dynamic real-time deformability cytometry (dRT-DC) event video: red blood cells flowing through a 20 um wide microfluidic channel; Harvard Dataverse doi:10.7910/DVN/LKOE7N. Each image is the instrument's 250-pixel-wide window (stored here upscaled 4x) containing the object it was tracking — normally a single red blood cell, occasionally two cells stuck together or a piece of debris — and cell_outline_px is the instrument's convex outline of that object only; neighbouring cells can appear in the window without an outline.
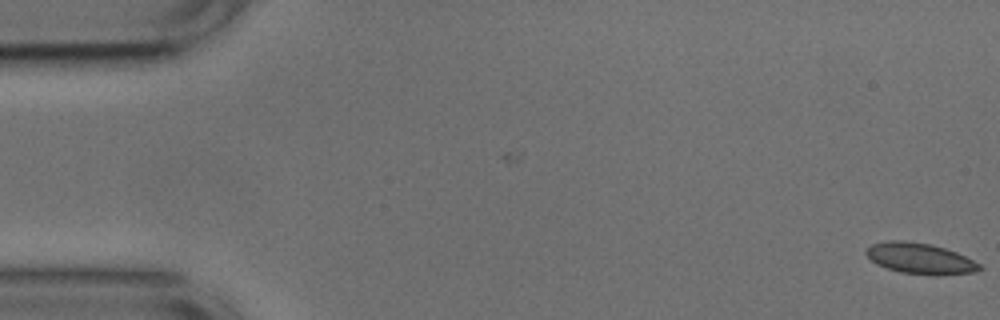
{"species": "common noctule bat (a hibernating species)", "species_latin": "Nyctalus noctula", "temperature_condition": "cold", "stored_images_in_passage": 3, "camera_frame_rate_fps": 3000, "um_per_image_px": 0.085, "animal": {"sex": "male", "body_mass_g": 17.9, "forearm_length_mm": 54.2}, "frame": {"image": 1, "passage_image": 3, "time_ms": 0.667, "image_size_px": [1000, 320], "cell_outline_px": [[984, 268], [976, 272], [900, 272], [876, 264], [864, 252], [872, 244], [888, 240], [904, 240], [932, 244], [956, 252], [980, 264]], "centroid_in_image_um": [78.14, 21.9], "position_along_channel_um": 6.9, "area_um2": 19.36}}